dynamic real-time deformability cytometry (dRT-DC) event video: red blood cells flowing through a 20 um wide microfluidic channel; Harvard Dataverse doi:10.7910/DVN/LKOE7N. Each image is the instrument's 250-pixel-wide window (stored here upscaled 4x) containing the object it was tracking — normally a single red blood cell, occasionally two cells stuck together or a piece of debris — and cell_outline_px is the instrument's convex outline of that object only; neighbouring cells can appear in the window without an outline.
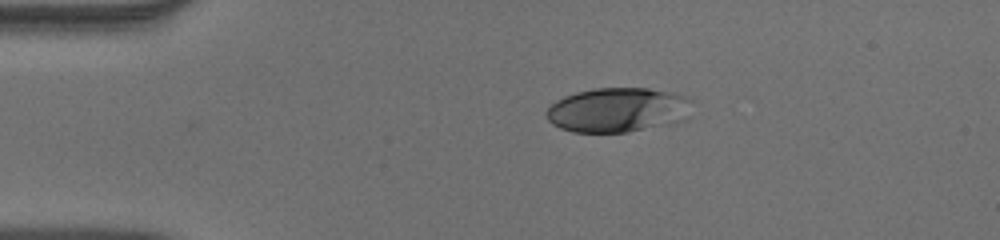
{"species": "human", "species_latin": "Homo sapiens", "temperature_condition": "warm", "stored_images_in_passage": 42, "camera_frame_rate_fps": 3000, "um_per_image_px": 0.085, "donor": {"sex": "male"}, "frame": {"image": 1, "passage_image": 1, "time_ms": 0.0, "image_size_px": [1000, 240], "cell_outline_px": [[692, 100], [656, 124], [628, 132], [572, 132], [560, 128], [552, 124], [548, 120], [544, 112], [556, 100], [564, 96], [576, 92], [592, 88], [648, 88], [672, 92], [684, 96]], "centroid_in_image_um": [52.14, 9.3], "position_along_channel_um": 32.9, "area_um2": 35.43}}
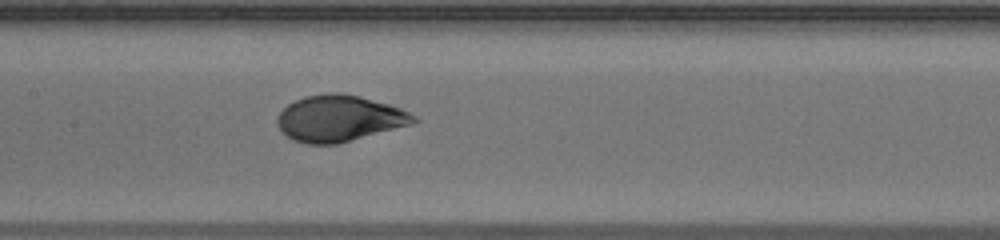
{"frame": {"image": 2, "passage_image": 16, "time_ms": 5.0, "image_size_px": [1000, 240], "cell_outline_px": [[420, 120], [412, 124], [336, 144], [308, 144], [292, 140], [280, 128], [276, 120], [280, 112], [288, 104], [304, 96], [328, 92], [340, 92], [360, 96], [388, 104], [400, 108], [416, 116]], "centroid_in_image_um": [28.84, 10.05], "position_along_channel_um": 178.6, "area_um2": 36.59}}
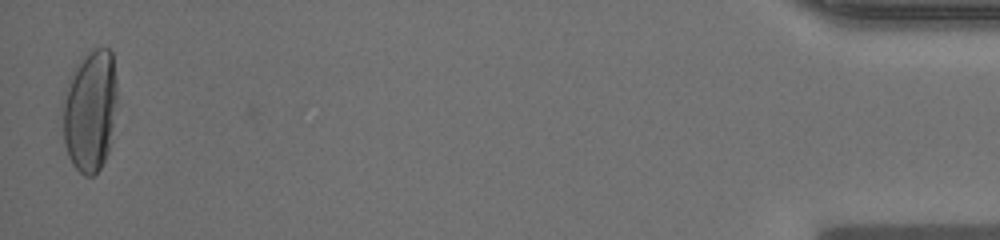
{"frame": {"image": 3, "passage_image": 42, "time_ms": 13.667, "image_size_px": [1000, 240], "cell_outline_px": [[116, 104], [108, 152], [100, 168], [92, 176], [84, 176], [72, 164], [68, 156], [64, 140], [60, 108], [60, 100], [68, 76], [72, 68], [80, 56], [96, 48], [108, 48], [112, 52], [116, 84]], "centroid_in_image_um": [7.59, 9.35], "position_along_channel_um": 427.6, "area_um2": 39.65}, "authors_computed_cell_mechanics": {"area_um2": 36.1539, "velocity_mm_per_s": 3.9172, "shape_relaxation_time_tau1_ms": 4.5556, "shape_relaxation_time_tau2_ms": null, "deformation_change_tau1": 0.2291, "deformation_change_tau2": null}}